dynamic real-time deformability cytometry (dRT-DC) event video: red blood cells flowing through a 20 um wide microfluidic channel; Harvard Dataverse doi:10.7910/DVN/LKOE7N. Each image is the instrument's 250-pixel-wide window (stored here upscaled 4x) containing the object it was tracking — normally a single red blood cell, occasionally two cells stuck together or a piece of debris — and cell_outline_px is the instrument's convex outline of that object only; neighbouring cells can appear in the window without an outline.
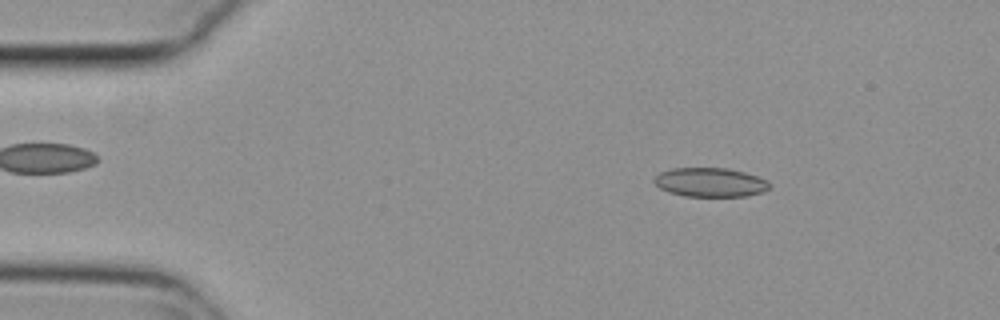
{"species": "common noctule bat (a hibernating species)", "species_latin": "Nyctalus noctula", "temperature_condition": "cold", "stored_images_in_passage": 54, "camera_frame_rate_fps": 3000, "um_per_image_px": 0.085, "animal": {"sex": "female", "body_mass_g": 29.2, "forearm_length_mm": 56.3}, "frame": {"image": 1, "passage_image": 8, "time_ms": 2.333, "image_size_px": [1000, 320], "cell_outline_px": [[768, 188], [764, 192], [744, 196], [684, 196], [668, 192], [660, 188], [652, 180], [660, 172], [672, 168], [728, 168], [744, 172], [768, 180]], "centroid_in_image_um": [60.35, 15.49], "position_along_channel_um": 24.7, "area_um2": 19.48}}
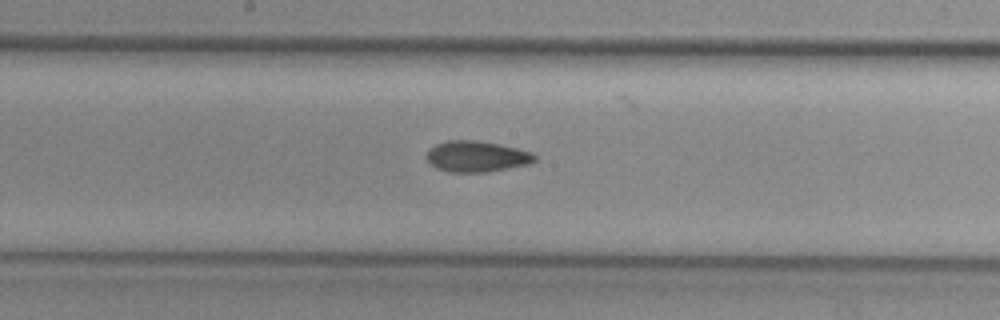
{"frame": {"image": 2, "passage_image": 28, "time_ms": 9.0, "image_size_px": [1000, 320], "cell_outline_px": [[536, 160], [532, 164], [488, 172], [448, 172], [436, 168], [428, 160], [428, 148], [436, 144], [448, 140], [476, 140], [500, 144], [532, 152], [536, 156]], "centroid_in_image_um": [40.55, 13.3], "position_along_channel_um": 207.6, "area_um2": 19.65}}
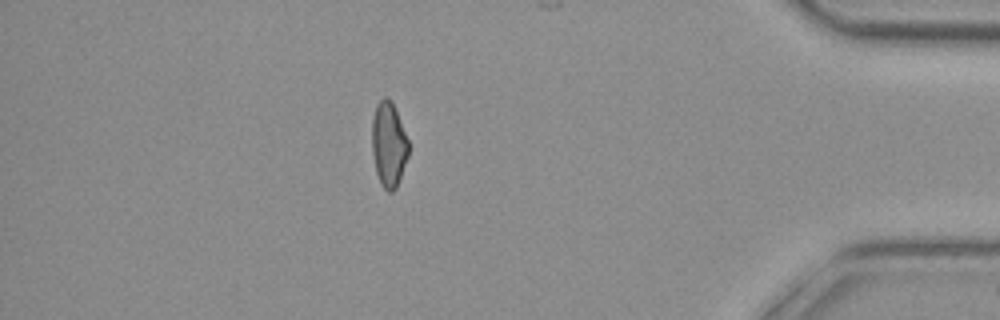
{"frame": {"image": 3, "passage_image": 47, "time_ms": 15.333, "image_size_px": [1000, 320], "cell_outline_px": [[408, 156], [396, 188], [392, 192], [388, 192], [380, 184], [376, 172], [372, 152], [372, 120], [376, 104], [384, 96], [392, 104], [396, 112], [408, 140]], "centroid_in_image_um": [33.02, 12.32], "position_along_channel_um": 402.2, "area_um2": 17.8}, "authors_computed_cell_mechanics": {"area_um2": 19.3052, "velocity_mm_per_s": 3.7817, "shape_relaxation_time_tau1_ms": 9.2567, "shape_relaxation_time_tau2_ms": 4.157, "deformation_change_tau1": 0.1487, "deformation_change_tau2": 0.0832}}